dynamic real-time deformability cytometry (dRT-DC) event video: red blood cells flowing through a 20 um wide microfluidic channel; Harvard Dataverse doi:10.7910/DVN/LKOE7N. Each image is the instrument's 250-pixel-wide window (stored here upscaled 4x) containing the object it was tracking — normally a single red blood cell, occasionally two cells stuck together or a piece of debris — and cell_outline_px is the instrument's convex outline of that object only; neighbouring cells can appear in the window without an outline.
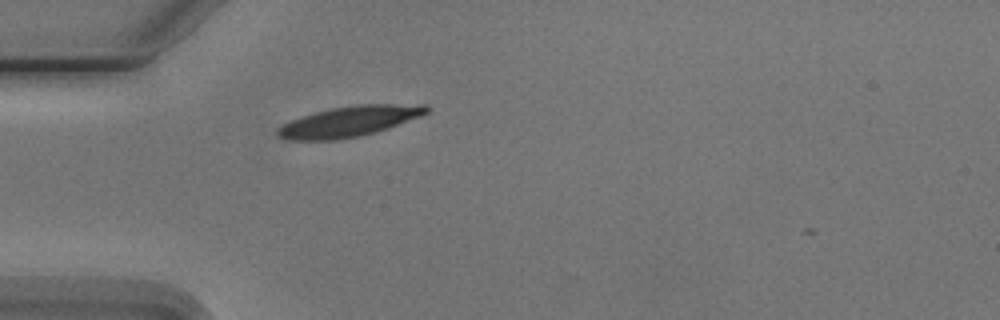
{"species": "Egyptian fruit bat (a non-hibernating species)", "species_latin": "Rousettus aegyptiacus", "temperature_condition": "cold", "stored_images_in_passage": 1, "camera_frame_rate_fps": 3000, "um_per_image_px": 0.085, "animal": {"sex": "male"}, "frame": {"image": 1, "passage_image": 1, "time_ms": 0.0, "image_size_px": [1000, 320], "cell_outline_px": [[432, 108], [428, 112], [420, 116], [388, 128], [360, 136], [332, 140], [288, 140], [276, 136], [276, 128], [292, 120], [316, 112], [332, 108], [356, 104], [428, 104]], "centroid_in_image_um": [29.71, 10.31], "position_along_channel_um": 55.3, "area_um2": 26.36}}